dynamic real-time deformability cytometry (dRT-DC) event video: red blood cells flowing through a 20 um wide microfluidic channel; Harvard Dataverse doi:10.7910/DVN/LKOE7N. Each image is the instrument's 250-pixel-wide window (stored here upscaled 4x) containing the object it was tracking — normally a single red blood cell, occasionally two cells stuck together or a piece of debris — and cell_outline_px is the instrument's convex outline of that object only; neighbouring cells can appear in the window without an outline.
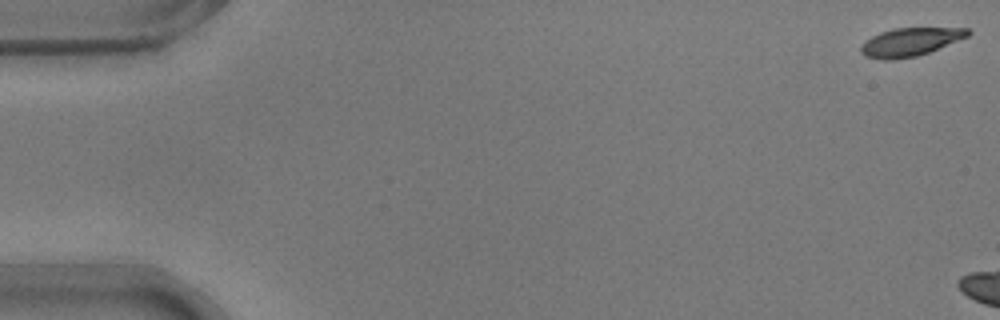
{"species": "common noctule bat (a hibernating species)", "species_latin": "Nyctalus noctula", "temperature_condition": "warm", "stored_images_in_passage": 7, "camera_frame_rate_fps": 3000, "um_per_image_px": 0.085, "animal": {"sex": "male", "body_mass_g": 17.9}, "frame": {"image": 1, "passage_image": 1, "time_ms": 0.0, "image_size_px": [1000, 320], "cell_outline_px": [[972, 32], [968, 36], [928, 52], [916, 56], [892, 60], [880, 60], [864, 56], [860, 52], [860, 44], [872, 36], [880, 32], [892, 28], [968, 28]], "centroid_in_image_um": [77.3, 3.57], "position_along_channel_um": 7.7, "area_um2": 17.63}}